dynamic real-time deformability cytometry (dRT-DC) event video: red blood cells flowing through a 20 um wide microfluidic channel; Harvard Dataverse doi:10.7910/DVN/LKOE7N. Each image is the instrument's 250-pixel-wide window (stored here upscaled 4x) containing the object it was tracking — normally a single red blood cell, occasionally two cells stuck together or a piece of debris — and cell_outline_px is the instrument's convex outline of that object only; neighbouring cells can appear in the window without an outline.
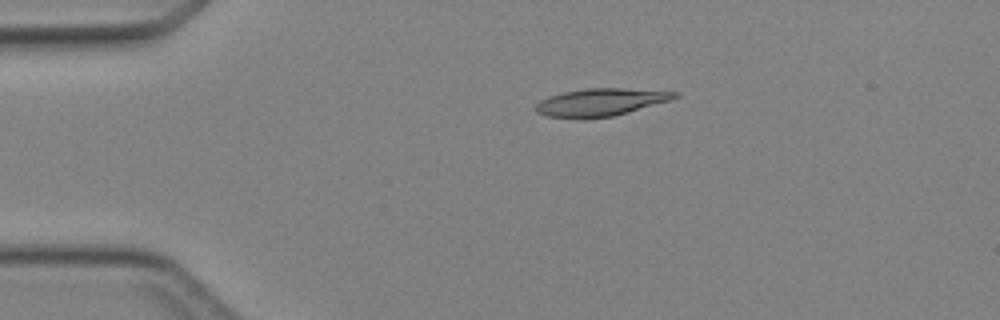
{"species": "Egyptian fruit bat (a non-hibernating species)", "species_latin": "Rousettus aegyptiacus", "temperature_condition": "cold", "stored_images_in_passage": 3, "camera_frame_rate_fps": 3000, "um_per_image_px": 0.085, "animal": {"sex": "female"}, "frame": {"image": 1, "passage_image": 2, "time_ms": 1.333, "image_size_px": [1000, 320], "cell_outline_px": [[680, 96], [668, 100], [612, 116], [584, 120], [576, 120], [548, 116], [536, 112], [532, 108], [540, 100], [548, 96], [564, 92], [584, 88], [624, 88], [680, 92]], "centroid_in_image_um": [50.95, 8.7], "position_along_channel_um": 34.0, "area_um2": 22.54}}